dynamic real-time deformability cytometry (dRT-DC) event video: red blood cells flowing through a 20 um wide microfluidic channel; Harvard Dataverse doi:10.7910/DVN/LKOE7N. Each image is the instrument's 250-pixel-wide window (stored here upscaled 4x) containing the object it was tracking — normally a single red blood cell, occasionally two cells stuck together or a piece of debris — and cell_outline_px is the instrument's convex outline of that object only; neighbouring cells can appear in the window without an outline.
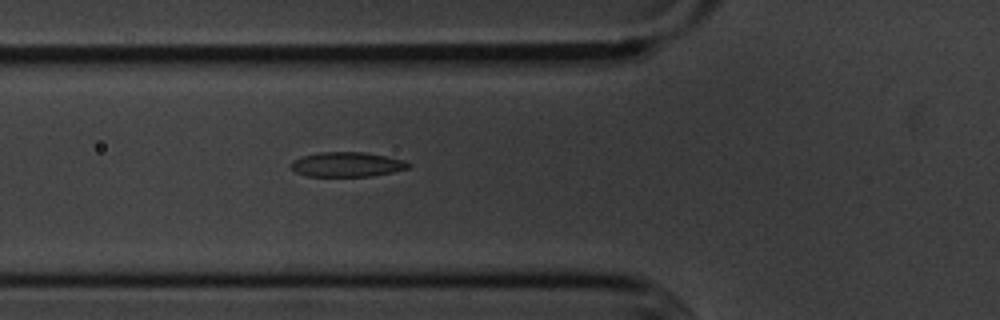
{"species": "common noctule bat (a hibernating species)", "species_latin": "Nyctalus noctula", "temperature_condition": "cold", "stored_images_in_passage": 2, "camera_frame_rate_fps": 3000, "um_per_image_px": 0.085, "animal": {"sex": "male", "body_mass_g": 20.1, "forearm_length_mm": 53.5}, "frame": {"image": 1, "passage_image": 2, "time_ms": 1.0, "image_size_px": [1000, 320], "cell_outline_px": [[412, 164], [408, 168], [392, 172], [372, 176], [308, 176], [296, 172], [288, 164], [292, 160], [300, 156], [320, 152], [364, 152], [388, 156], [404, 160]], "centroid_in_image_um": [29.48, 13.97], "position_along_channel_um": 96.3, "area_um2": 17.05}}